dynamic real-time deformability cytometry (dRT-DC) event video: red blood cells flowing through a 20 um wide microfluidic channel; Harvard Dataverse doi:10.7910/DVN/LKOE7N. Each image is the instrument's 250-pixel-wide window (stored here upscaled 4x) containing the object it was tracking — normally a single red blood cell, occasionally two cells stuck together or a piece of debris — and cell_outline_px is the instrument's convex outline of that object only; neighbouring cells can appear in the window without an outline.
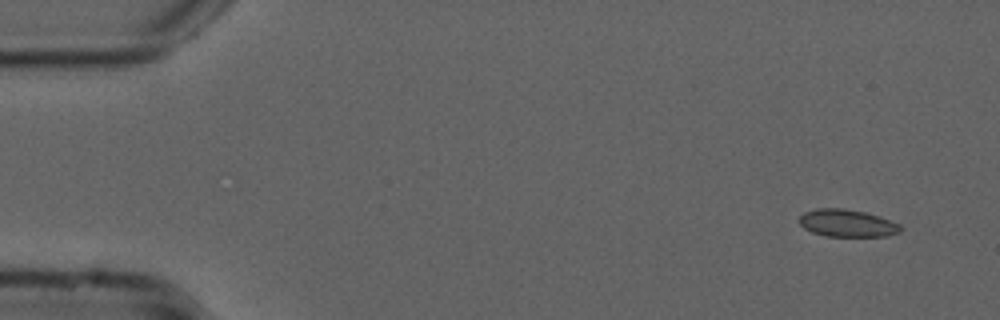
{"species": "common noctule bat (a hibernating species)", "species_latin": "Nyctalus noctula", "temperature_condition": "cold", "stored_images_in_passage": 51, "camera_frame_rate_fps": 3000, "um_per_image_px": 0.085, "animal": {"sex": "male", "forearm_length_mm": 52.5}, "frame": {"image": 1, "passage_image": 1, "time_ms": 0.0, "image_size_px": [1000, 320], "cell_outline_px": [[904, 228], [900, 232], [888, 236], [824, 236], [812, 232], [804, 228], [800, 224], [800, 216], [804, 212], [816, 208], [844, 208], [864, 212], [880, 216], [900, 224]], "centroid_in_image_um": [72.04, 18.97], "position_along_channel_um": 13.0, "area_um2": 16.3}}
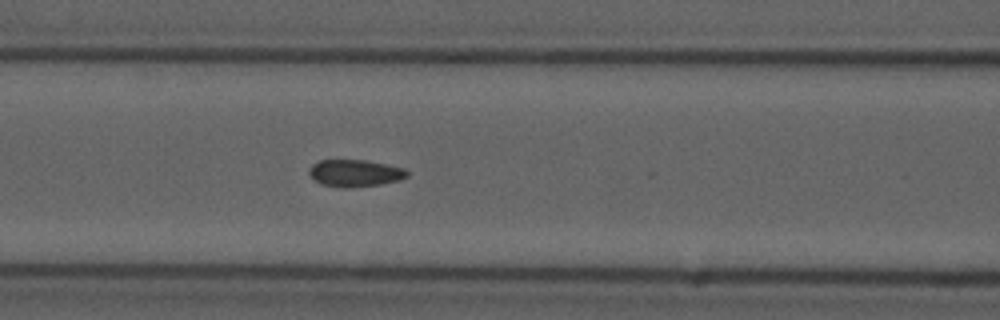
{"frame": {"image": 2, "passage_image": 20, "time_ms": 6.333, "image_size_px": [1000, 320], "cell_outline_px": [[408, 176], [400, 180], [380, 184], [352, 188], [340, 188], [320, 184], [312, 180], [308, 172], [308, 168], [312, 164], [320, 160], [364, 160], [404, 168], [408, 172]], "centroid_in_image_um": [30.11, 14.73], "position_along_channel_um": 136.5, "area_um2": 15.66}}
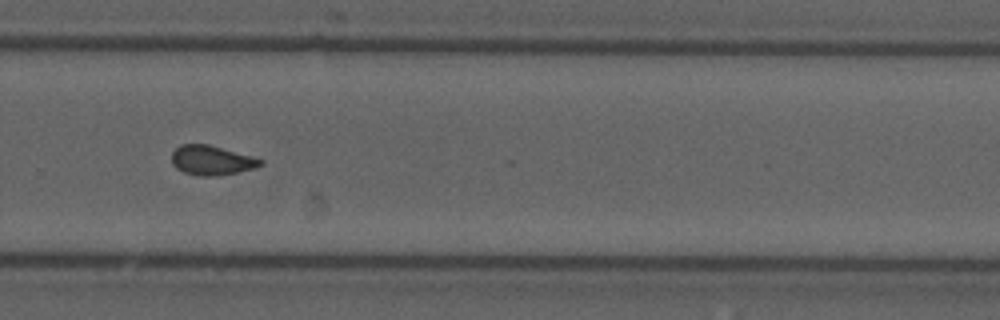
{"frame": {"image": 3, "passage_image": 34, "time_ms": 11.0, "image_size_px": [1000, 320], "cell_outline_px": [[264, 164], [252, 168], [220, 176], [200, 176], [184, 172], [176, 168], [172, 164], [172, 152], [180, 144], [208, 144], [264, 160]], "centroid_in_image_um": [17.96, 13.63], "position_along_channel_um": 311.8, "area_um2": 15.14}, "authors_computed_cell_mechanics": {"area_um2": 15.4326, "velocity_mm_per_s": 3.7749, "shape_relaxation_time_tau1_ms": 4.9529, "shape_relaxation_time_tau2_ms": 1.6926, "deformation_change_tau1": 0.0979, "deformation_change_tau2": 0.0517}}